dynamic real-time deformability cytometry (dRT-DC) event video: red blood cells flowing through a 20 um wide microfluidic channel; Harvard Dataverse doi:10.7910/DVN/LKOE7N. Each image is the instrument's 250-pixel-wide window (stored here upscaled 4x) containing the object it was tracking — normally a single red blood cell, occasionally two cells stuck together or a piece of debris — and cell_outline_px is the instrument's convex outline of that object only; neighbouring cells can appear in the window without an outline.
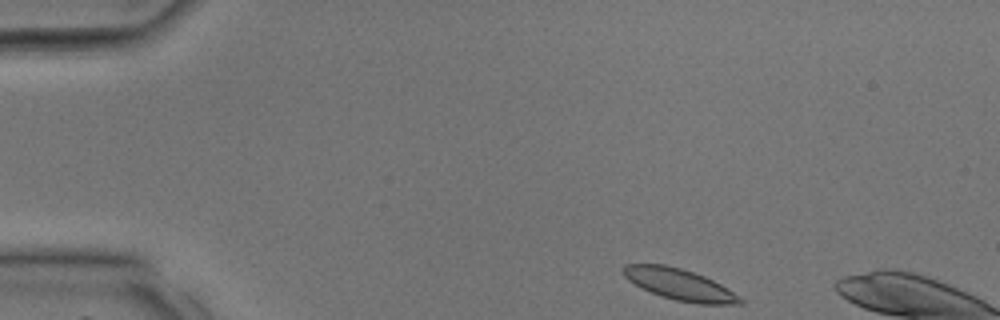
{"species": "common noctule bat (a hibernating species)", "species_latin": "Nyctalus noctula", "temperature_condition": "room temperature", "stored_images_in_passage": 5, "camera_frame_rate_fps": 3000, "um_per_image_px": 0.085, "animal": {"sex": "male", "body_mass_g": 17.9, "forearm_length_mm": 54.2}, "frame": {"image": 1, "passage_image": 1, "time_ms": 0.0, "image_size_px": [1000, 320], "cell_outline_px": [[744, 304], [696, 304], [676, 300], [660, 296], [628, 280], [620, 272], [624, 264], [664, 264], [680, 268], [704, 276], [728, 288], [740, 296], [744, 300]], "centroid_in_image_um": [57.77, 24.18], "position_along_channel_um": 27.2, "area_um2": 21.27}}